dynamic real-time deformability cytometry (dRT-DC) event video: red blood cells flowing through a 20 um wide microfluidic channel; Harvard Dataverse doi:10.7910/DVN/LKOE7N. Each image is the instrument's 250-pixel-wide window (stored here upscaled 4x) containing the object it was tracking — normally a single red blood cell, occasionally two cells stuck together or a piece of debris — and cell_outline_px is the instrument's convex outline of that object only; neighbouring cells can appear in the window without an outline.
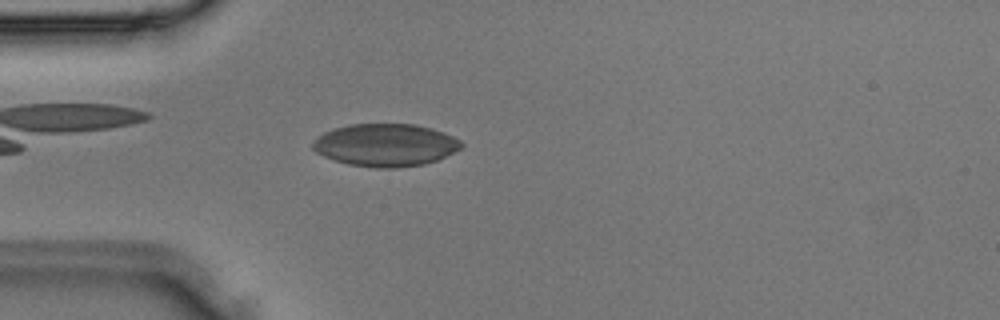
{"species": "Egyptian fruit bat (a non-hibernating species)", "species_latin": "Rousettus aegyptiacus", "temperature_condition": "room temperature", "stored_images_in_passage": 3, "camera_frame_rate_fps": 3000, "um_per_image_px": 0.085, "animal": {"sex": "male"}, "frame": {"image": 1, "passage_image": 3, "time_ms": 0.667, "image_size_px": [1000, 320], "cell_outline_px": [[464, 148], [436, 160], [424, 164], [396, 168], [376, 168], [348, 164], [324, 156], [316, 152], [312, 148], [312, 144], [316, 136], [332, 128], [348, 124], [416, 124], [432, 128], [444, 132], [460, 140], [464, 144]], "centroid_in_image_um": [32.77, 12.32], "position_along_channel_um": 52.2, "area_um2": 37.17}}